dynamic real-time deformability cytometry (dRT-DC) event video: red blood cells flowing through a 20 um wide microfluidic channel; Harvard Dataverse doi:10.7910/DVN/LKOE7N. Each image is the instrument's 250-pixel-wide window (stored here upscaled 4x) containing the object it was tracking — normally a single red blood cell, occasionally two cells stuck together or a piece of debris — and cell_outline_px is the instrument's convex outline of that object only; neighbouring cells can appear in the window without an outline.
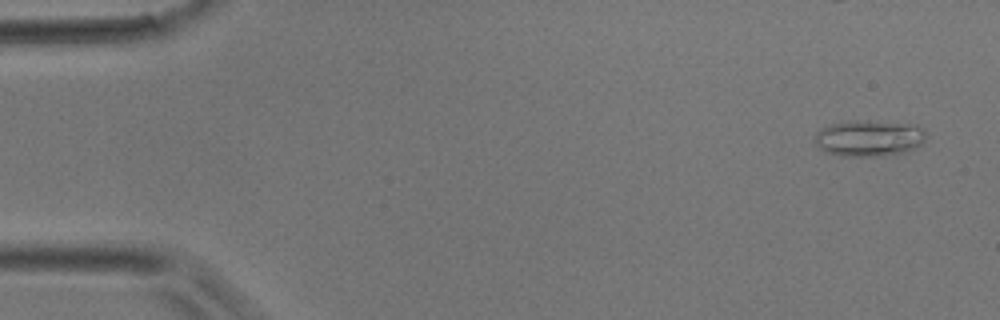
{"species": "common noctule bat (a hibernating species)", "species_latin": "Nyctalus noctula", "temperature_condition": "room temperature", "stored_images_in_passage": 35, "camera_frame_rate_fps": 3000, "um_per_image_px": 0.085, "animal": {"sex": "male", "body_mass_g": 17.9}, "frame": {"image": 1, "passage_image": 2, "time_ms": 0.333, "image_size_px": [1000, 320], "cell_outline_px": [[924, 144], [916, 148], [904, 152], [884, 156], [840, 156], [824, 152], [816, 144], [816, 132], [820, 128], [832, 124], [856, 120], [868, 120], [916, 124], [924, 128]], "centroid_in_image_um": [73.9, 11.74], "position_along_channel_um": 11.1, "area_um2": 23.81}}
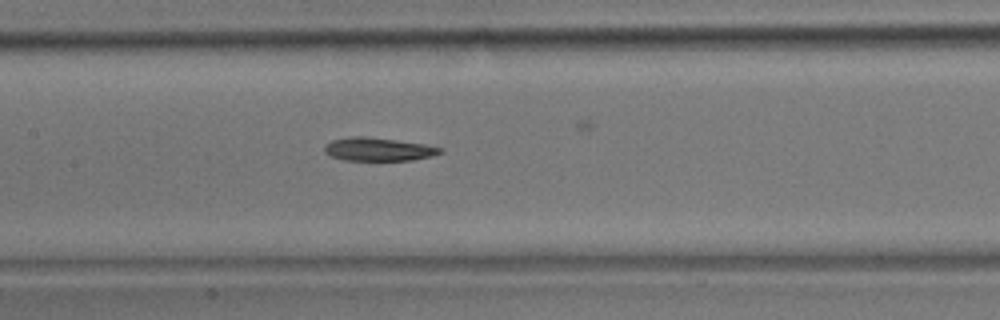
{"frame": {"image": 2, "passage_image": 21, "time_ms": 6.667, "image_size_px": [1000, 320], "cell_outline_px": [[444, 152], [432, 156], [412, 160], [344, 160], [328, 156], [324, 152], [324, 144], [332, 140], [352, 136], [368, 136], [424, 144], [444, 148]], "centroid_in_image_um": [32.14, 12.68], "position_along_channel_um": 175.3, "area_um2": 15.9}}
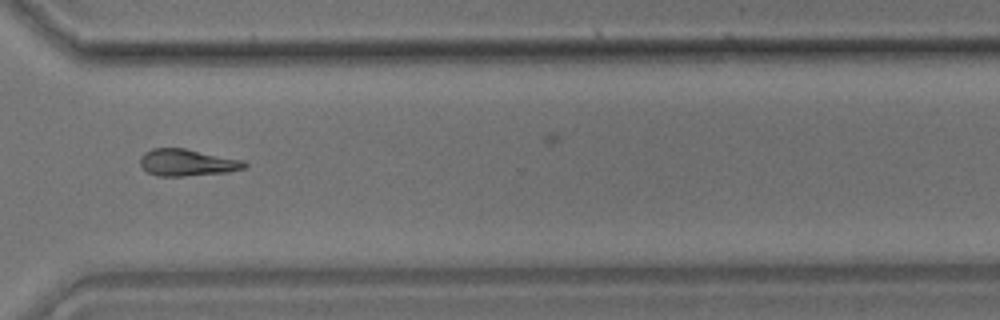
{"frame": {"image": 3, "passage_image": 33, "time_ms": 10.667, "image_size_px": [1000, 320], "cell_outline_px": [[248, 168], [228, 172], [184, 176], [156, 176], [148, 172], [140, 164], [140, 156], [144, 152], [152, 148], [184, 148], [244, 160], [248, 164]], "centroid_in_image_um": [15.94, 13.82], "position_along_channel_um": 354.7, "area_um2": 16.47}}